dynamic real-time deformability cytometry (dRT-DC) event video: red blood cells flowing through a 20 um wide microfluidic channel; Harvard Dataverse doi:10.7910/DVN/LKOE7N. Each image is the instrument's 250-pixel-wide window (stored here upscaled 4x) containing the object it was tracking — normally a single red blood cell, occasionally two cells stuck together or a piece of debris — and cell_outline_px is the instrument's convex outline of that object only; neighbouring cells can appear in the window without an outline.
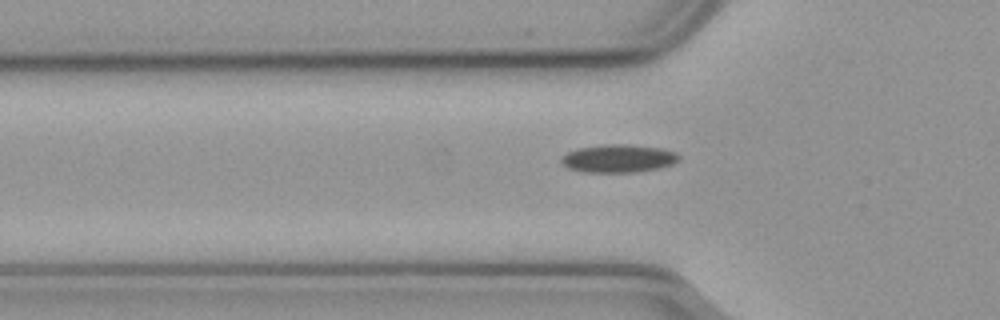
{"species": "common noctule bat (a hibernating species)", "species_latin": "Nyctalus noctula", "temperature_condition": "cold", "stored_images_in_passage": 37, "camera_frame_rate_fps": 3000, "um_per_image_px": 0.085, "animal": {"sex": "male", "body_mass_g": 23.1, "forearm_length_mm": 52.7}, "frame": {"image": 1, "passage_image": 5, "time_ms": 1.333, "image_size_px": [1000, 320], "cell_outline_px": [[680, 160], [672, 164], [656, 168], [636, 172], [584, 172], [568, 168], [560, 160], [568, 152], [576, 148], [604, 144], [628, 144], [660, 148], [676, 152], [680, 156]], "centroid_in_image_um": [52.57, 13.46], "position_along_channel_um": 73.2, "area_um2": 19.13}}
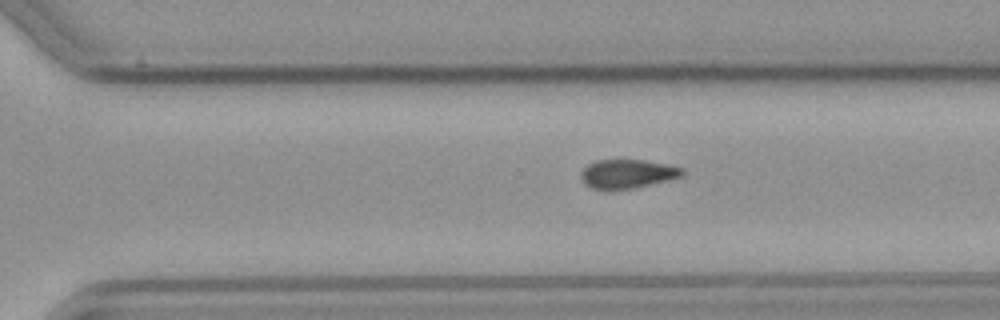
{"frame": {"image": 2, "passage_image": 25, "time_ms": 8.0, "image_size_px": [1000, 320], "cell_outline_px": [[684, 176], [632, 188], [608, 192], [592, 188], [584, 184], [580, 176], [580, 172], [588, 164], [596, 160], [644, 160], [668, 164], [684, 168]], "centroid_in_image_um": [53.29, 14.79], "position_along_channel_um": 317.3, "area_um2": 17.4}}
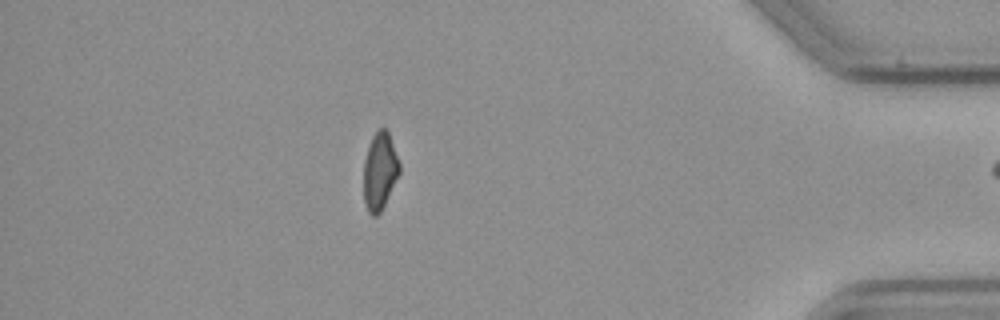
{"frame": {"image": 3, "passage_image": 36, "time_ms": 11.667, "image_size_px": [1000, 320], "cell_outline_px": [[400, 172], [380, 212], [376, 216], [372, 216], [368, 212], [364, 200], [364, 160], [372, 136], [380, 128], [384, 128], [388, 132], [400, 164]], "centroid_in_image_um": [32.27, 14.55], "position_along_channel_um": 402.9, "area_um2": 15.84}}